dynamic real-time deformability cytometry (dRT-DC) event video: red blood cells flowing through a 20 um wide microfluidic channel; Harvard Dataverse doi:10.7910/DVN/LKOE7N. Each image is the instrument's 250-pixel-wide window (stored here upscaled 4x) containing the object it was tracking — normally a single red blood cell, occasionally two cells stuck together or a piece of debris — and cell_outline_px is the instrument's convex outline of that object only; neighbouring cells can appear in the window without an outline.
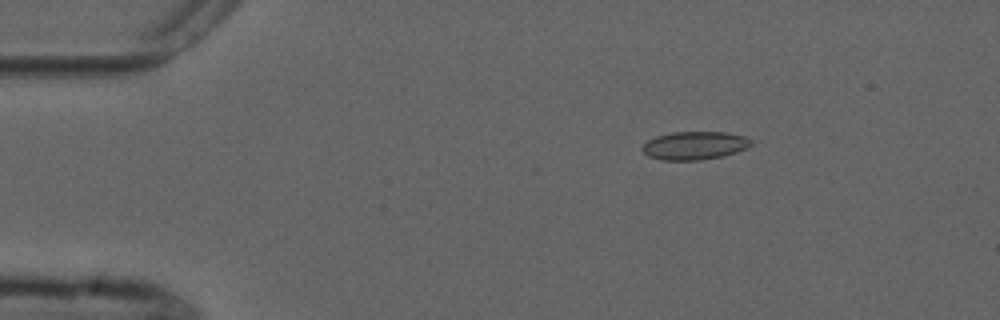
{"species": "common noctule bat (a hibernating species)", "species_latin": "Nyctalus noctula", "temperature_condition": "cold", "stored_images_in_passage": 6, "camera_frame_rate_fps": 3000, "um_per_image_px": 0.085, "animal": {"sex": "male", "forearm_length_mm": 52.5}, "frame": {"image": 1, "passage_image": 3, "time_ms": 2.333, "image_size_px": [1000, 320], "cell_outline_px": [[752, 144], [748, 148], [736, 152], [720, 156], [700, 160], [660, 160], [648, 156], [640, 148], [648, 140], [656, 136], [672, 132], [724, 132], [744, 136], [752, 140]], "centroid_in_image_um": [59.03, 12.37], "position_along_channel_um": 26.0, "area_um2": 17.86}}
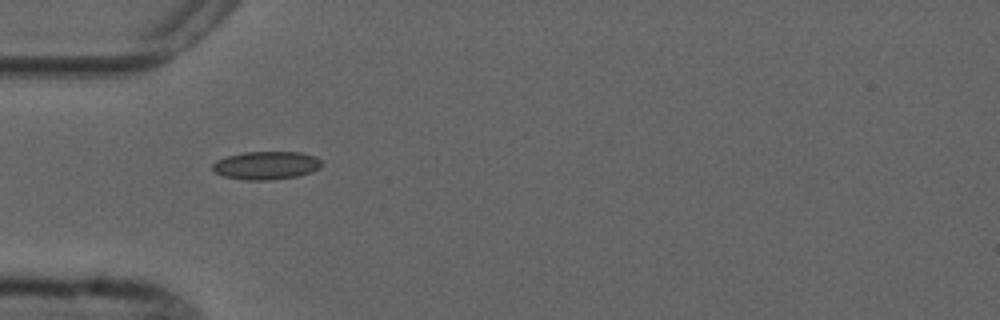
{"frame": {"image": 2, "passage_image": 5, "time_ms": 5.0, "image_size_px": [1000, 320], "cell_outline_px": [[324, 164], [320, 168], [312, 172], [296, 176], [268, 180], [244, 180], [224, 176], [216, 172], [212, 168], [212, 164], [216, 160], [228, 156], [244, 152], [300, 152], [316, 156]], "centroid_in_image_um": [22.66, 14.05], "position_along_channel_um": 62.3, "area_um2": 17.92}}
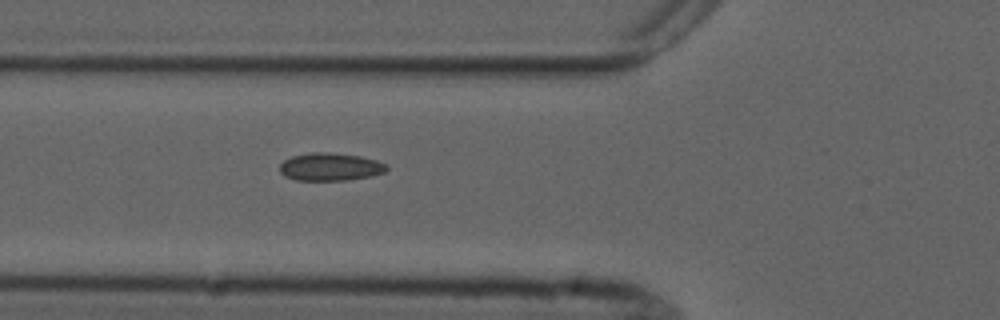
{"frame": {"image": 3, "passage_image": 6, "time_ms": 6.0, "image_size_px": [1000, 320], "cell_outline_px": [[388, 168], [384, 172], [372, 176], [348, 180], [296, 180], [284, 176], [280, 172], [280, 164], [284, 160], [292, 156], [312, 152], [328, 152], [360, 156], [376, 160], [388, 164]], "centroid_in_image_um": [28.08, 14.18], "position_along_channel_um": 97.7, "area_um2": 17.4}}